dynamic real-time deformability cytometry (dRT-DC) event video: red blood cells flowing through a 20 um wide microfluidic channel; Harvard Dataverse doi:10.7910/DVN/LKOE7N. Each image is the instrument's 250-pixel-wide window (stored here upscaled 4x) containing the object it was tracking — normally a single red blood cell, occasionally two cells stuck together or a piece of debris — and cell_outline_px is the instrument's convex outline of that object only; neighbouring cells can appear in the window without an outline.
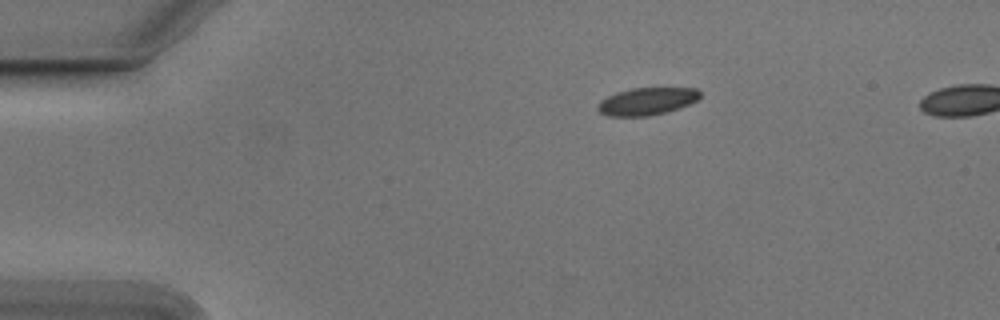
{"species": "Egyptian fruit bat (a non-hibernating species)", "species_latin": "Rousettus aegyptiacus", "temperature_condition": "cold", "stored_images_in_passage": 44, "camera_frame_rate_fps": 3000, "um_per_image_px": 0.085, "animal": {"sex": "male"}, "frame": {"image": 1, "passage_image": 1, "time_ms": 0.0, "image_size_px": [1000, 320], "cell_outline_px": [[700, 96], [696, 100], [688, 104], [664, 112], [648, 116], [608, 116], [600, 112], [596, 108], [600, 100], [616, 92], [632, 88], [696, 88], [700, 92]], "centroid_in_image_um": [54.94, 8.6], "position_along_channel_um": 30.1, "area_um2": 16.13}}
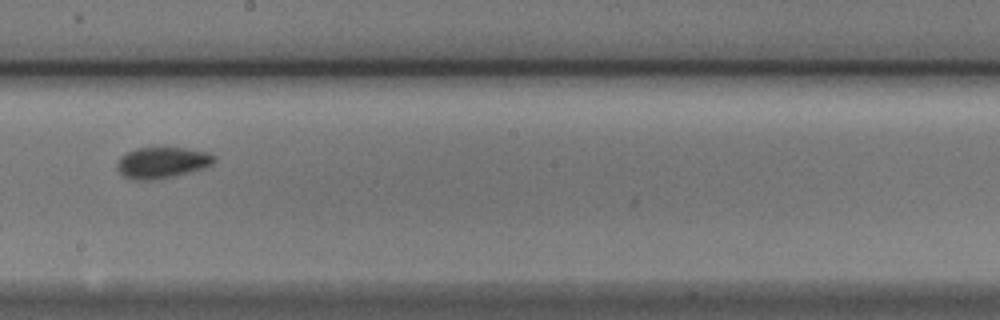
{"frame": {"image": 2, "passage_image": 22, "time_ms": 7.0, "image_size_px": [1000, 320], "cell_outline_px": [[216, 160], [212, 164], [204, 168], [160, 180], [132, 180], [124, 176], [116, 168], [116, 164], [120, 156], [136, 148], [156, 144], [164, 144], [208, 152], [216, 156]], "centroid_in_image_um": [13.77, 13.77], "position_along_channel_um": 234.4, "area_um2": 18.67}}
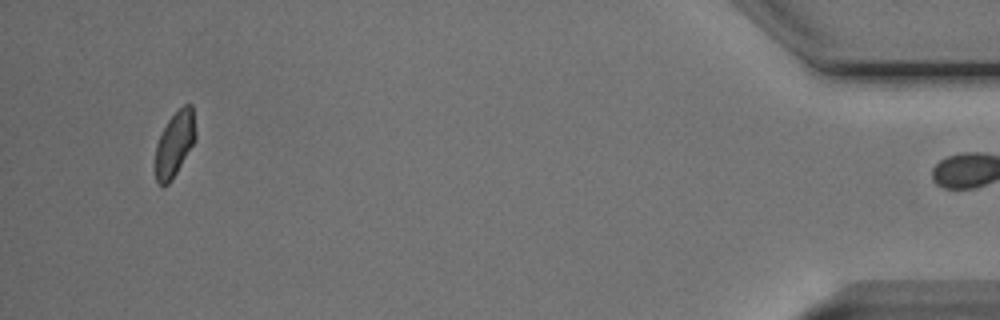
{"frame": {"image": 3, "passage_image": 43, "time_ms": 14.0, "image_size_px": [1000, 320], "cell_outline_px": [[196, 140], [172, 180], [168, 184], [160, 184], [156, 180], [156, 144], [168, 120], [184, 104], [192, 104], [196, 132]], "centroid_in_image_um": [14.88, 12.22], "position_along_channel_um": 420.3, "area_um2": 15.09}, "authors_computed_cell_mechanics": {"area_um2": 16.9354, "velocity_mm_per_s": 3.7567, "shape_relaxation_time_tau1_ms": 4.3509, "shape_relaxation_time_tau2_ms": 2.0531, "deformation_change_tau1": 0.0803, "deformation_change_tau2": 0.0504}}